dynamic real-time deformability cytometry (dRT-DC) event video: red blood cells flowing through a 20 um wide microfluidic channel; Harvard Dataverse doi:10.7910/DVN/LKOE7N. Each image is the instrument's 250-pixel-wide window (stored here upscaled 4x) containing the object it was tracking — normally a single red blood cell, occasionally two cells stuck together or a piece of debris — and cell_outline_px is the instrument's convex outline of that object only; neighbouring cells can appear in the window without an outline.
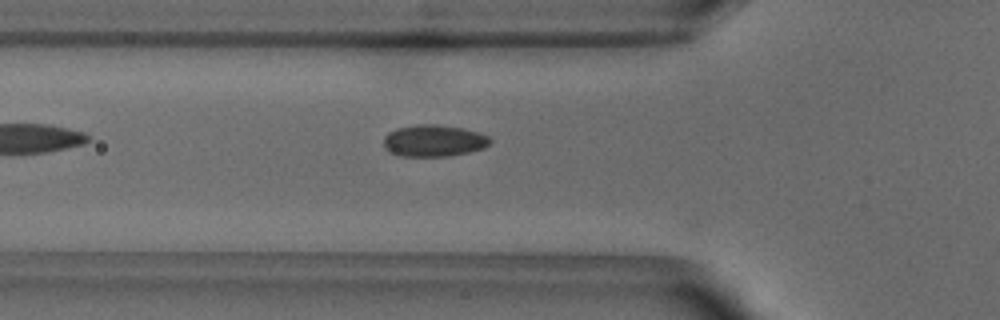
{"species": "common noctule bat (a hibernating species)", "species_latin": "Nyctalus noctula", "temperature_condition": "warm", "stored_images_in_passage": 5, "camera_frame_rate_fps": 3000, "um_per_image_px": 0.085, "animal": {"sex": "male", "body_mass_g": 18.8}, "frame": {"image": 1, "passage_image": 2, "time_ms": 0.333, "image_size_px": [1000, 320], "cell_outline_px": [[492, 140], [484, 148], [468, 152], [448, 156], [400, 156], [388, 152], [384, 148], [384, 136], [388, 132], [396, 128], [416, 124], [436, 124], [464, 128], [480, 132], [488, 136]], "centroid_in_image_um": [36.85, 11.95], "position_along_channel_um": 88.9, "area_um2": 19.94}}